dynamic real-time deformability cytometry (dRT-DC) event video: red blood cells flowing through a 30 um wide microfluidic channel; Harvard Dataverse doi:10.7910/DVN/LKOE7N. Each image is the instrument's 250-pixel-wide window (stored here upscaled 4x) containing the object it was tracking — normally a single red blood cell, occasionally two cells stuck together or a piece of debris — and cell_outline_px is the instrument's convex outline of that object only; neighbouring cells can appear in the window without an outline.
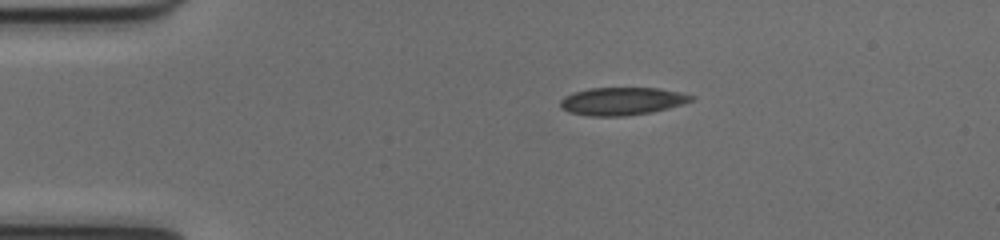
{"species": "common noctule bat (a hibernating species)", "species_latin": "Nyctalus noctula", "temperature_condition": "cold", "stored_images_in_passage": 42, "camera_frame_rate_fps": 3000, "um_per_image_px": 0.085, "animal": {"sex": "female", "body_mass_g": 17.0, "forearm_length_mm": 48.0}, "frame": {"image": 1, "passage_image": 1, "time_ms": 0.0, "image_size_px": [1000, 240], "cell_outline_px": [[696, 96], [692, 100], [668, 108], [652, 112], [624, 116], [588, 116], [568, 112], [560, 108], [560, 100], [564, 96], [572, 92], [588, 88], [660, 88], [680, 92]], "centroid_in_image_um": [52.82, 8.6], "position_along_channel_um": 32.2, "area_um2": 21.33}}
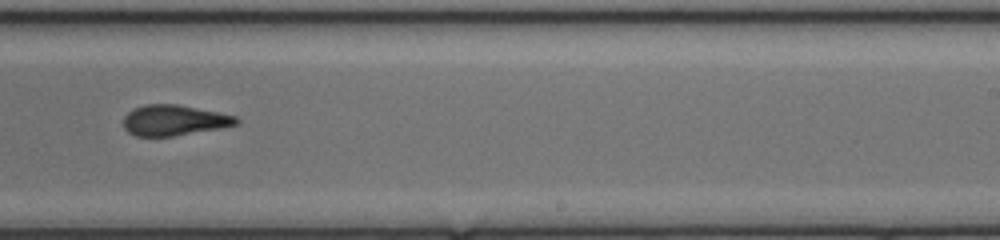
{"frame": {"image": 2, "passage_image": 23, "time_ms": 7.333, "image_size_px": [1000, 240], "cell_outline_px": [[240, 124], [220, 128], [172, 136], [136, 136], [128, 132], [124, 128], [124, 116], [132, 108], [144, 104], [176, 104], [220, 112], [236, 116], [240, 120]], "centroid_in_image_um": [14.81, 10.21], "position_along_channel_um": 274.2, "area_um2": 20.23}}
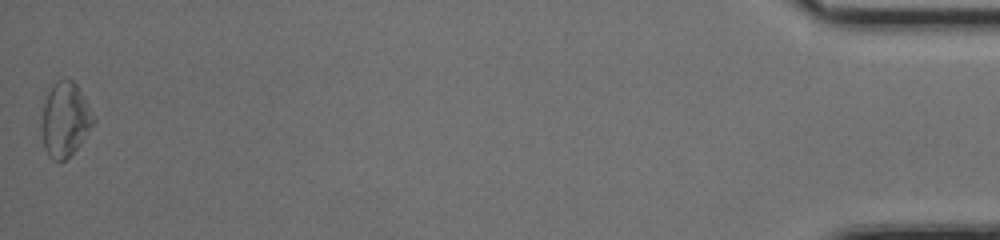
{"frame": {"image": 3, "passage_image": 42, "time_ms": 13.667, "image_size_px": [1000, 240], "cell_outline_px": [[96, 120], [76, 148], [60, 164], [52, 160], [48, 156], [44, 148], [44, 104], [48, 92], [56, 80], [72, 80], [76, 84], [84, 96]], "centroid_in_image_um": [5.56, 10.17], "position_along_channel_um": 429.6, "area_um2": 21.73}, "authors_computed_cell_mechanics": {"area_um2": 21.3282, "velocity_mm_per_s": 4.0127, "shape_relaxation_time_tau1_ms": null, "shape_relaxation_time_tau2_ms": 2.5263, "deformation_change_tau1": null, "deformation_change_tau2": 0.0995}}